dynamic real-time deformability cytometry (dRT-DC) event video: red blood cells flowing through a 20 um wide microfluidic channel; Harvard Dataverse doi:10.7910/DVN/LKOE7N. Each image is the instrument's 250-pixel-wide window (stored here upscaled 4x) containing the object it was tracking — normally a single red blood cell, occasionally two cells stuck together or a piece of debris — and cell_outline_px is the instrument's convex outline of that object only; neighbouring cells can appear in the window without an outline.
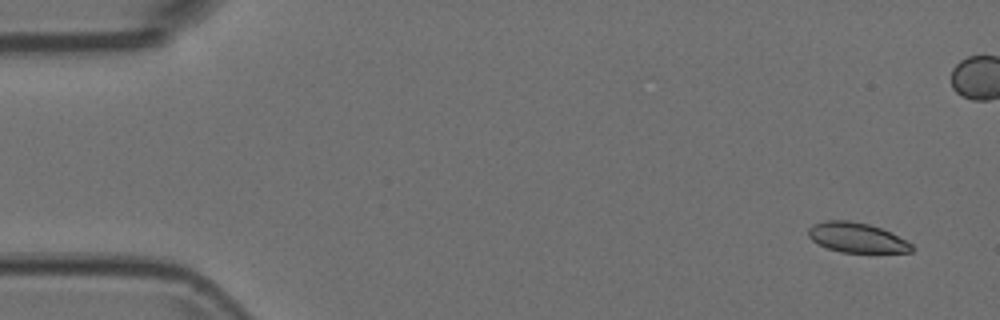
{"species": "Egyptian fruit bat (a non-hibernating species)", "species_latin": "Rousettus aegyptiacus", "temperature_condition": "room temperature", "stored_images_in_passage": 54, "camera_frame_rate_fps": 3000, "um_per_image_px": 0.085, "animal": {"sex": "female"}, "frame": {"image": 1, "passage_image": 3, "time_ms": 0.667, "image_size_px": [1000, 320], "cell_outline_px": [[916, 248], [912, 252], [840, 252], [828, 248], [812, 240], [808, 236], [808, 228], [812, 224], [828, 220], [848, 220], [868, 224], [880, 228], [912, 244]], "centroid_in_image_um": [72.8, 20.19], "position_along_channel_um": 12.2, "area_um2": 17.74}}
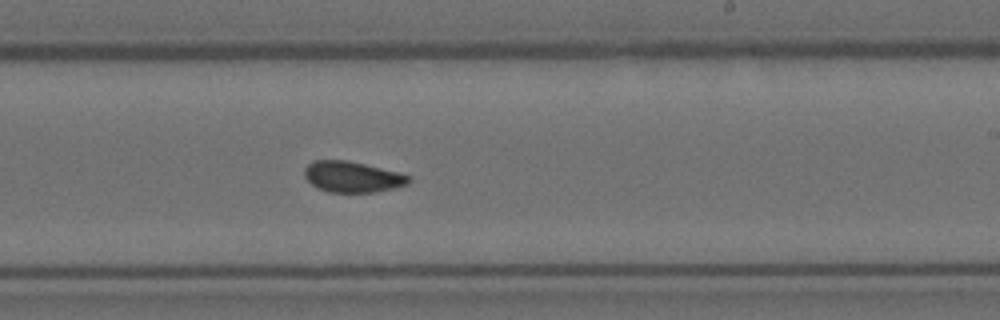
{"frame": {"image": 2, "passage_image": 32, "time_ms": 10.333, "image_size_px": [1000, 320], "cell_outline_px": [[412, 180], [408, 184], [396, 188], [376, 192], [328, 192], [316, 188], [304, 176], [304, 168], [312, 160], [348, 160], [400, 172], [412, 176]], "centroid_in_image_um": [29.98, 15.03], "position_along_channel_um": 259.0, "area_um2": 19.13}}
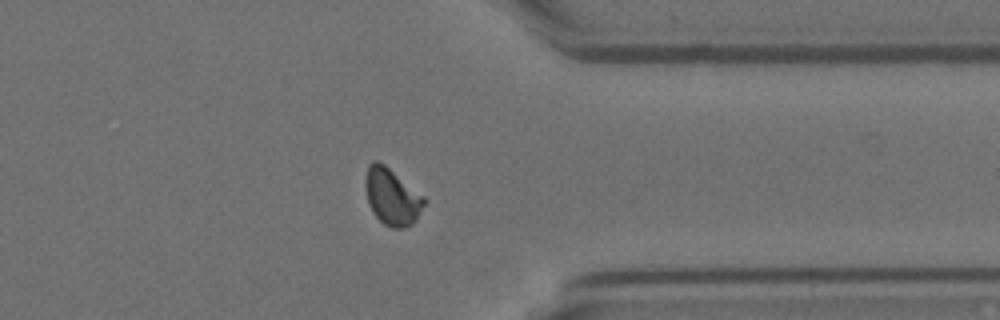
{"frame": {"image": 3, "passage_image": 42, "time_ms": 13.667, "image_size_px": [1000, 320], "cell_outline_px": [[424, 204], [416, 220], [412, 224], [404, 228], [392, 228], [384, 224], [372, 212], [368, 204], [364, 184], [364, 180], [368, 164], [372, 160], [376, 160], [384, 164], [424, 196]], "centroid_in_image_um": [33.28, 16.71], "position_along_channel_um": 378.1, "area_um2": 19.42}}